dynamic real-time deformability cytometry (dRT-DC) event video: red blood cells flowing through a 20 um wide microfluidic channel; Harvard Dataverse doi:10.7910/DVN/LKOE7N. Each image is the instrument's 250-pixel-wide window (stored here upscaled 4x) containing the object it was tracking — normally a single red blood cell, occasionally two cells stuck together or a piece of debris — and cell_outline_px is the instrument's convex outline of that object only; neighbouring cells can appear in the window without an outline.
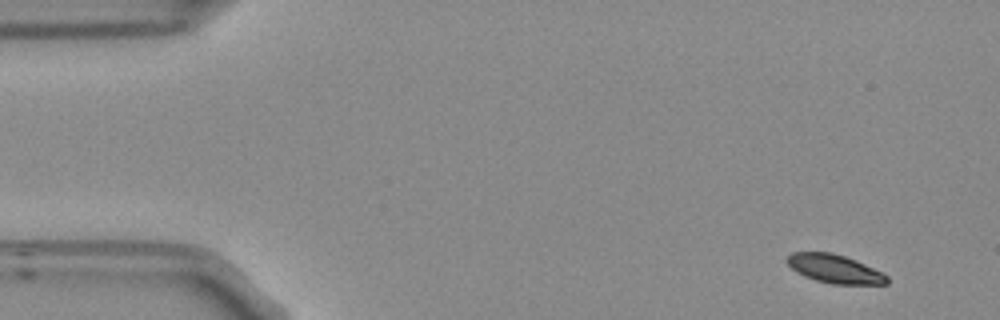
{"species": "Egyptian fruit bat (a non-hibernating species)", "species_latin": "Rousettus aegyptiacus", "temperature_condition": "room temperature", "stored_images_in_passage": 52, "camera_frame_rate_fps": 3000, "um_per_image_px": 0.085, "frame": {"image": 1, "passage_image": 1, "time_ms": 0.0, "image_size_px": [1000, 320], "cell_outline_px": [[888, 284], [832, 284], [816, 280], [804, 276], [796, 272], [784, 260], [792, 252], [832, 252], [856, 260], [888, 276]], "centroid_in_image_um": [70.91, 22.84], "position_along_channel_um": 14.1, "area_um2": 16.53}}
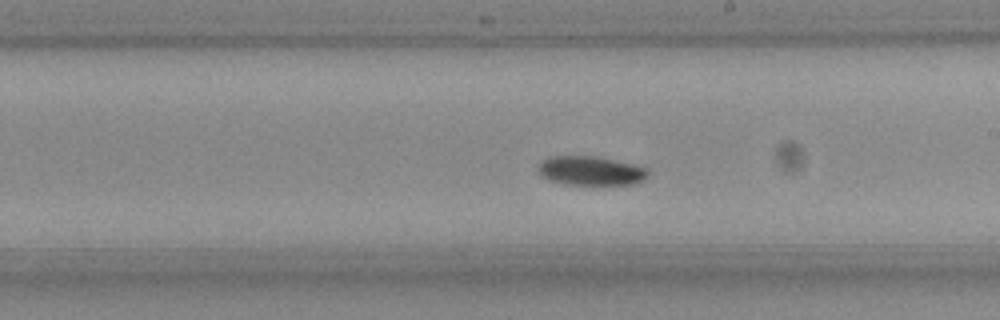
{"frame": {"image": 2, "passage_image": 28, "time_ms": 9.0, "image_size_px": [1000, 320], "cell_outline_px": [[648, 176], [644, 180], [636, 184], [584, 188], [564, 184], [548, 180], [540, 176], [536, 168], [548, 156], [596, 156], [632, 164], [648, 168]], "centroid_in_image_um": [50.21, 14.58], "position_along_channel_um": 238.8, "area_um2": 19.77}}
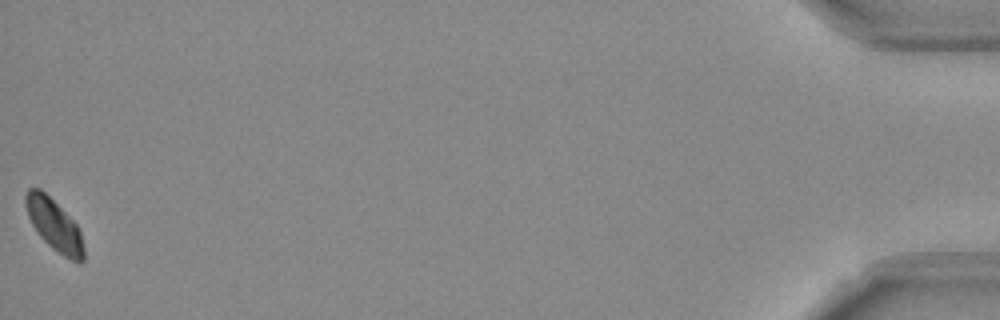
{"frame": {"image": 3, "passage_image": 52, "time_ms": 17.0, "image_size_px": [1000, 320], "cell_outline_px": [[84, 260], [80, 264], [64, 256], [52, 248], [40, 236], [32, 224], [28, 216], [24, 204], [24, 196], [28, 188], [40, 188], [76, 224], [80, 232], [84, 248]], "centroid_in_image_um": [4.59, 19.13], "position_along_channel_um": 430.6, "area_um2": 17.22}, "authors_computed_cell_mechanics": {"area_um2": 18.3804, "velocity_mm_per_s": 3.6812, "shape_relaxation_time_tau1_ms": 1.8096, "shape_relaxation_time_tau2_ms": null, "deformation_change_tau1": 0.0872, "deformation_change_tau2": null}}